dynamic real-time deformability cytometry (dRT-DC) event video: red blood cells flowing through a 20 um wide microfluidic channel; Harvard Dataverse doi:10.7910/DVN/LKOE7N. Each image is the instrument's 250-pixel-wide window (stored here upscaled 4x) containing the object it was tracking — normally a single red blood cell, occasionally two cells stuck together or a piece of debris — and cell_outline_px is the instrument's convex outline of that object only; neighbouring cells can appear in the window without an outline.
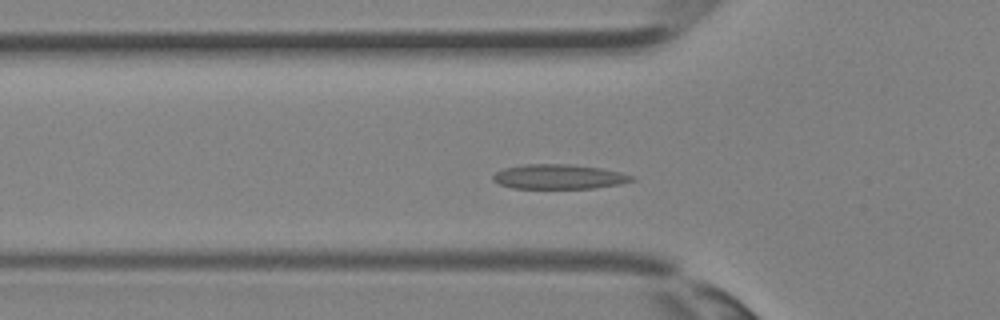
{"species": "Egyptian fruit bat (a non-hibernating species)", "species_latin": "Rousettus aegyptiacus", "temperature_condition": "room temperature", "stored_images_in_passage": 32, "camera_frame_rate_fps": 3000, "um_per_image_px": 0.085, "animal": {"sex": "female"}, "frame": {"image": 1, "passage_image": 8, "time_ms": 2.333, "image_size_px": [1000, 320], "cell_outline_px": [[636, 180], [620, 184], [592, 188], [512, 188], [500, 184], [492, 180], [492, 176], [496, 172], [504, 168], [524, 164], [572, 164], [600, 168], [620, 172], [636, 176]], "centroid_in_image_um": [47.52, 15.01], "position_along_channel_um": 78.3, "area_um2": 20.0}}
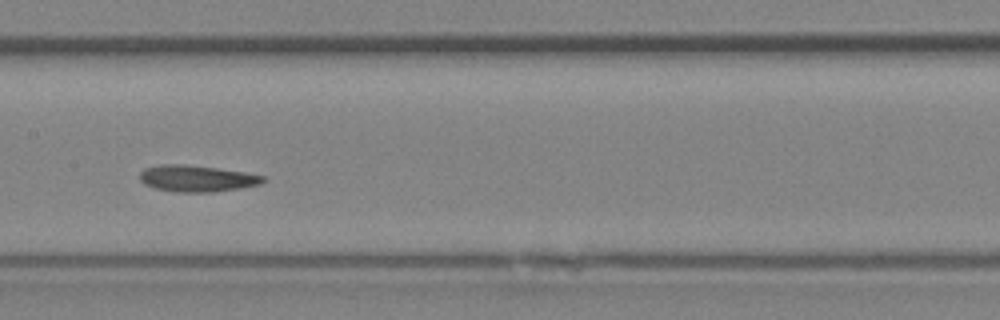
{"frame": {"image": 2, "passage_image": 14, "time_ms": 4.333, "image_size_px": [1000, 320], "cell_outline_px": [[264, 180], [260, 184], [240, 188], [212, 192], [176, 192], [156, 188], [144, 184], [140, 180], [140, 172], [144, 168], [160, 164], [188, 164], [244, 172], [264, 176]], "centroid_in_image_um": [16.69, 15.16], "position_along_channel_um": 190.7, "area_um2": 18.96}}
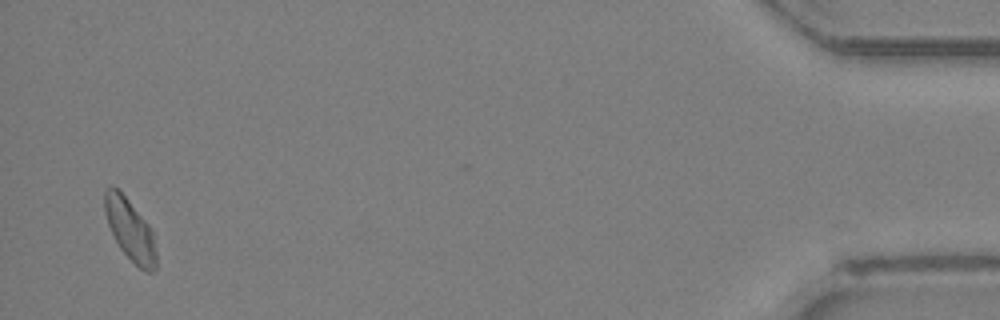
{"frame": {"image": 3, "passage_image": 31, "time_ms": 10.0, "image_size_px": [1000, 320], "cell_outline_px": [[156, 268], [152, 272], [144, 272], [120, 248], [108, 224], [104, 208], [104, 188], [112, 184], [128, 200], [148, 224], [152, 232], [156, 252]], "centroid_in_image_um": [11.05, 19.52], "position_along_channel_um": 424.2, "area_um2": 18.15}}